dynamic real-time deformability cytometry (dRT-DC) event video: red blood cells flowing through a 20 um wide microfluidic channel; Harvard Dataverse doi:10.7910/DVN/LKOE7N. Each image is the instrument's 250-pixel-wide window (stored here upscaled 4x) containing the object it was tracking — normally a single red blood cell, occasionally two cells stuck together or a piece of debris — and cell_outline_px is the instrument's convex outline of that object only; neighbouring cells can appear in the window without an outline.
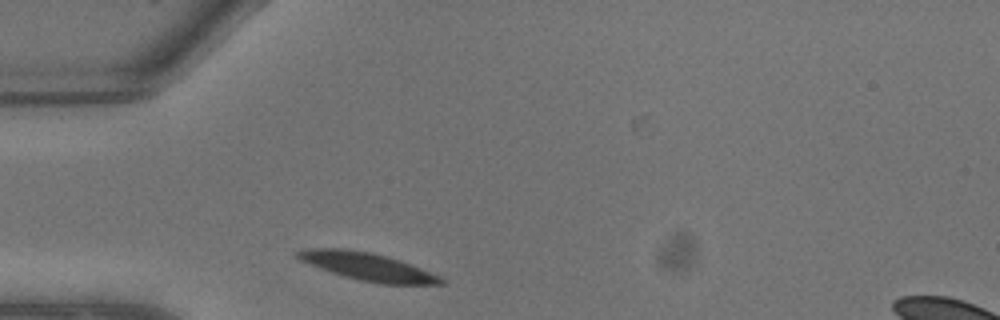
{"species": "common noctule bat (a hibernating species)", "species_latin": "Nyctalus noctula", "temperature_condition": "warm", "stored_images_in_passage": 5, "camera_frame_rate_fps": 3000, "um_per_image_px": 0.085, "animal": {"sex": "male", "body_mass_g": 13.3}, "frame": {"image": 1, "passage_image": 1, "time_ms": 0.0, "image_size_px": [1000, 320], "cell_outline_px": [[448, 284], [380, 284], [360, 280], [344, 276], [320, 268], [300, 260], [292, 252], [304, 248], [344, 248], [372, 252], [388, 256], [400, 260], [440, 276]], "centroid_in_image_um": [31.22, 22.64], "position_along_channel_um": 53.8, "area_um2": 23.24}}
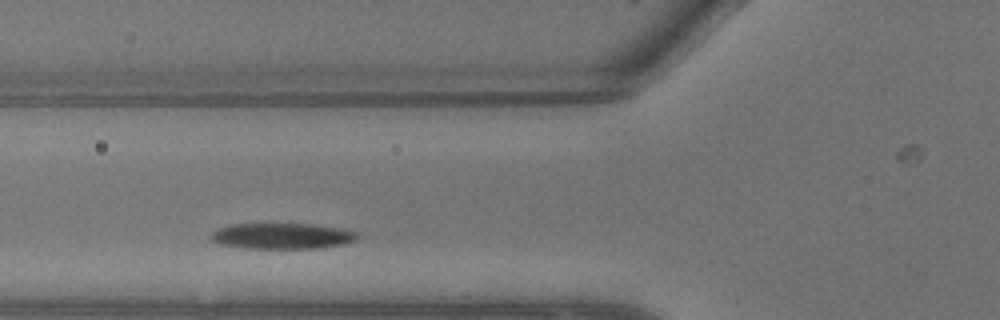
{"frame": {"image": 2, "passage_image": 3, "time_ms": 0.667, "image_size_px": [1000, 320], "cell_outline_px": [[356, 236], [352, 240], [340, 244], [320, 248], [244, 248], [220, 244], [212, 240], [208, 236], [212, 232], [220, 228], [232, 224], [312, 224], [340, 228], [356, 232]], "centroid_in_image_um": [23.9, 20.06], "position_along_channel_um": 101.9, "area_um2": 21.68}}